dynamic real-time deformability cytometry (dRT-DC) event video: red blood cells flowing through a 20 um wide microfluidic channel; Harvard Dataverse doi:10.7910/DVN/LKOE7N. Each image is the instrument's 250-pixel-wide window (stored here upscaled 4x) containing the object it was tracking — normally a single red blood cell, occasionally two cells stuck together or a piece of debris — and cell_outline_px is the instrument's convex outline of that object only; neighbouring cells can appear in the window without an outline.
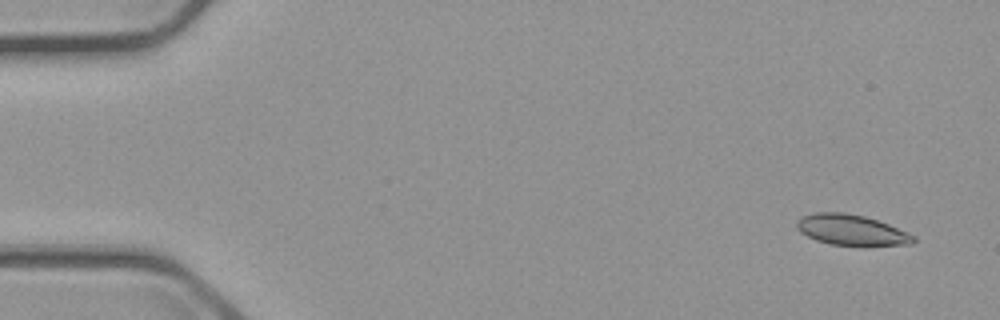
{"species": "common noctule bat (a hibernating species)", "species_latin": "Nyctalus noctula", "temperature_condition": "cold", "stored_images_in_passage": 3, "camera_frame_rate_fps": 3000, "um_per_image_px": 0.085, "animal": {"sex": "male", "body_mass_g": 23.1, "forearm_length_mm": 52.7}, "frame": {"image": 1, "passage_image": 1, "time_ms": 0.0, "image_size_px": [1000, 320], "cell_outline_px": [[916, 240], [912, 244], [828, 244], [816, 240], [800, 232], [796, 228], [796, 220], [800, 216], [816, 212], [844, 212], [864, 216], [888, 224], [916, 236]], "centroid_in_image_um": [72.3, 19.52], "position_along_channel_um": 12.7, "area_um2": 20.46}}
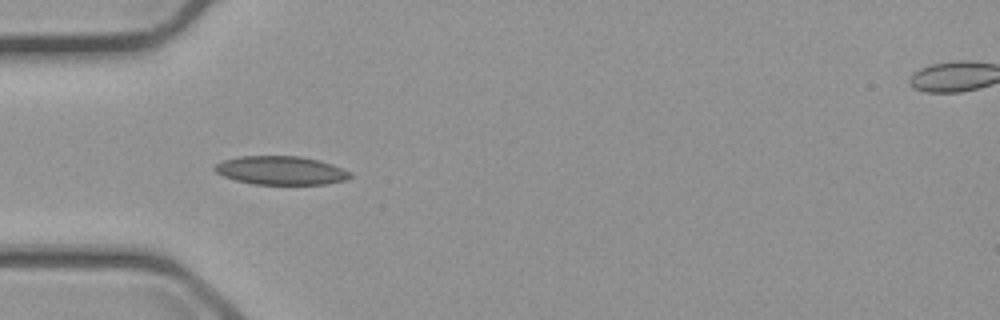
{"frame": {"image": 2, "passage_image": 2, "time_ms": 4.667, "image_size_px": [1000, 320], "cell_outline_px": [[352, 176], [344, 180], [324, 184], [252, 184], [236, 180], [224, 176], [216, 172], [212, 168], [216, 164], [224, 160], [240, 156], [300, 156], [320, 160], [344, 168], [352, 172]], "centroid_in_image_um": [23.9, 14.48], "position_along_channel_um": 61.1, "area_um2": 22.6}}
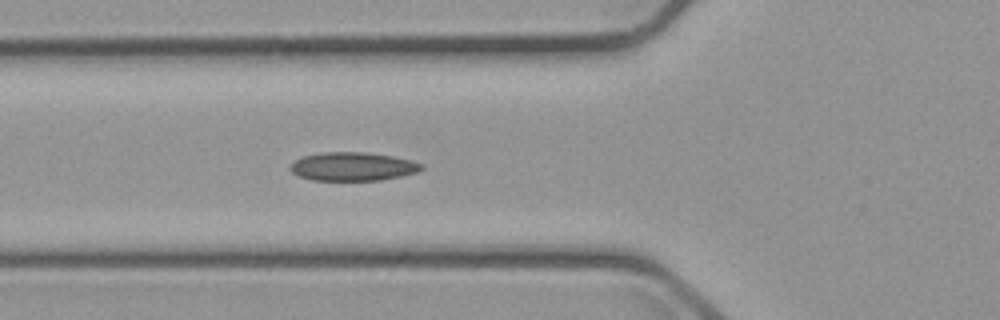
{"frame": {"image": 3, "passage_image": 3, "time_ms": 5.667, "image_size_px": [1000, 320], "cell_outline_px": [[424, 168], [416, 172], [400, 176], [380, 180], [312, 180], [300, 176], [292, 172], [288, 168], [296, 160], [304, 156], [320, 152], [368, 152], [392, 156], [412, 160], [424, 164]], "centroid_in_image_um": [30.01, 14.14], "position_along_channel_um": 95.8, "area_um2": 21.79}}